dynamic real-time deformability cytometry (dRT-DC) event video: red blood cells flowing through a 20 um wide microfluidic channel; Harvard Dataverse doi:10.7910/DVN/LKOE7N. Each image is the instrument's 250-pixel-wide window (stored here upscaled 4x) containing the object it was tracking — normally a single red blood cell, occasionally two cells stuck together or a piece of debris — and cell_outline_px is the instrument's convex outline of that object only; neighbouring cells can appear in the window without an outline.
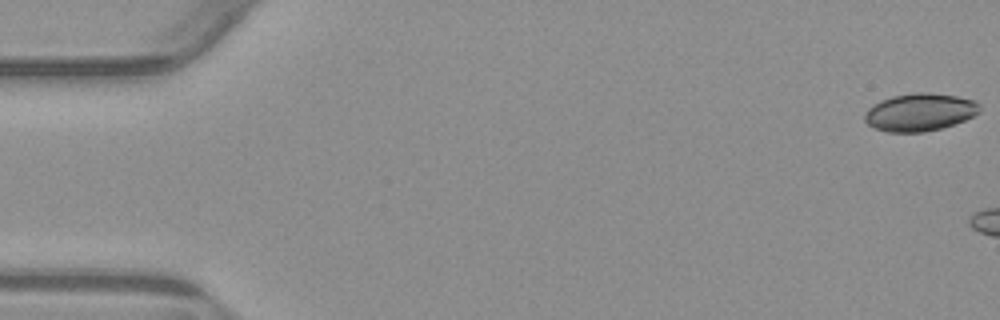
{"species": "common noctule bat (a hibernating species)", "species_latin": "Nyctalus noctula", "temperature_condition": "warm", "stored_images_in_passage": 6, "camera_frame_rate_fps": 3000, "um_per_image_px": 0.085, "animal": {"sex": "male", "body_mass_g": 23.1, "forearm_length_mm": 52.7}, "frame": {"image": 1, "passage_image": 1, "time_ms": 0.0, "image_size_px": [1000, 320], "cell_outline_px": [[980, 112], [964, 120], [940, 128], [924, 132], [888, 132], [872, 128], [864, 120], [864, 116], [868, 108], [872, 104], [880, 100], [892, 96], [912, 92], [928, 92], [956, 96], [976, 100], [980, 104]], "centroid_in_image_um": [78.15, 9.52], "position_along_channel_um": 6.8, "area_um2": 25.43}}